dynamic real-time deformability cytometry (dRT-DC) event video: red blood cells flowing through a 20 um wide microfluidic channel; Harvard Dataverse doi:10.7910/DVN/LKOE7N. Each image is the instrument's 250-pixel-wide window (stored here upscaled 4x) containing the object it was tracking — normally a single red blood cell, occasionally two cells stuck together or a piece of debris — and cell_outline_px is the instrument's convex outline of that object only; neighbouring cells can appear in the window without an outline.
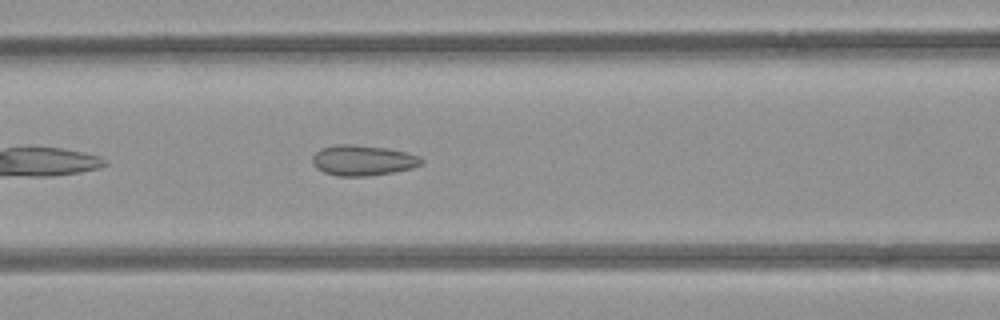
{"species": "common noctule bat (a hibernating species)", "species_latin": "Nyctalus noctula", "temperature_condition": "room temperature", "stored_images_in_passage": 39, "camera_frame_rate_fps": 3000, "um_per_image_px": 0.085, "animal": {"sex": "female", "body_mass_g": 21.9}, "frame": {"image": 1, "passage_image": 8, "time_ms": 2.333, "image_size_px": [1000, 320], "cell_outline_px": [[424, 160], [420, 164], [412, 168], [392, 172], [368, 176], [336, 176], [324, 172], [316, 168], [312, 164], [312, 156], [316, 152], [324, 148], [336, 144], [352, 144], [384, 148], [404, 152], [420, 156]], "centroid_in_image_um": [30.81, 13.64], "position_along_channel_um": 135.8, "area_um2": 19.19}}
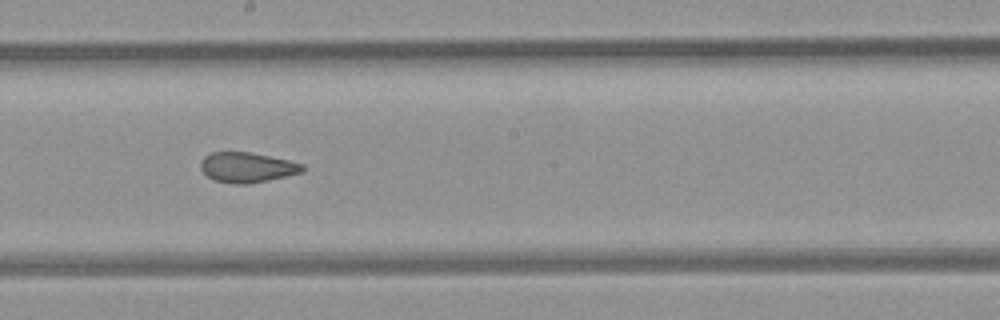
{"frame": {"image": 2, "passage_image": 15, "time_ms": 4.667, "image_size_px": [1000, 320], "cell_outline_px": [[304, 168], [300, 172], [268, 180], [248, 184], [232, 184], [212, 180], [200, 168], [200, 164], [204, 156], [212, 152], [248, 152], [288, 160], [304, 164]], "centroid_in_image_um": [20.95, 14.23], "position_along_channel_um": 227.2, "area_um2": 17.69}}
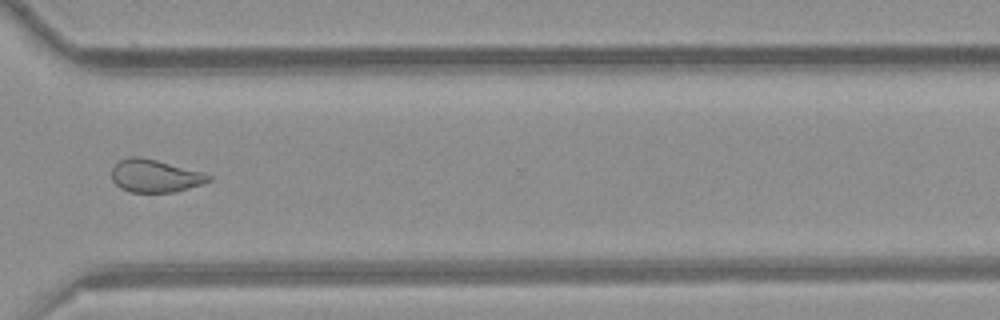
{"frame": {"image": 3, "passage_image": 25, "time_ms": 8.0, "image_size_px": [1000, 320], "cell_outline_px": [[212, 180], [176, 192], [132, 192], [120, 188], [112, 180], [112, 168], [120, 160], [128, 156], [140, 156], [204, 172], [212, 176]], "centroid_in_image_um": [13.18, 14.94], "position_along_channel_um": 357.4, "area_um2": 18.5}, "authors_computed_cell_mechanics": {"area_um2": 19.1896, "velocity_mm_per_s": 3.9266, "shape_relaxation_time_tau1_ms": null, "shape_relaxation_time_tau2_ms": 1.3056, "deformation_change_tau1": null, "deformation_change_tau2": 0.0699}}